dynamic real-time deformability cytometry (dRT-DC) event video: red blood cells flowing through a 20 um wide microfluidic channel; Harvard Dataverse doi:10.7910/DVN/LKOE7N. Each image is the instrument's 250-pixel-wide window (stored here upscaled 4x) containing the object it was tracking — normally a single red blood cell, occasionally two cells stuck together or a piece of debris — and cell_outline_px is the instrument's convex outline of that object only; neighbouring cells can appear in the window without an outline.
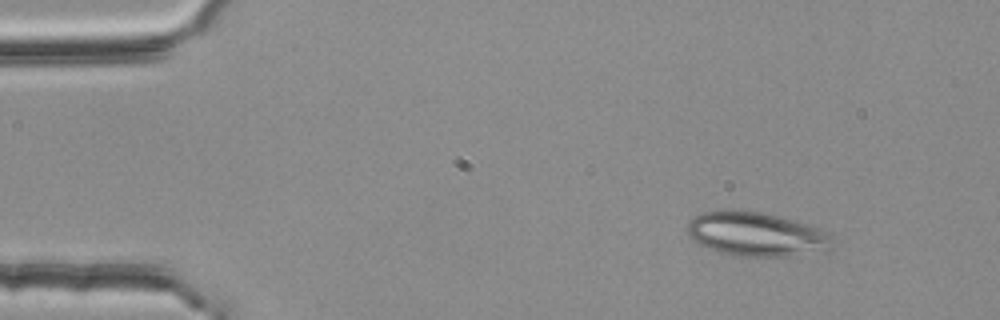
{"species": "common noctule bat (a hibernating species)", "species_latin": "Nyctalus noctula", "temperature_condition": "room temperature", "stored_images_in_passage": 5, "camera_frame_rate_fps": 3000, "um_per_image_px": 0.085, "animal": {"sex": "female", "body_mass_g": 25.1}, "frame": {"image": 1, "passage_image": 1, "time_ms": 0.0, "image_size_px": [1000, 320], "cell_outline_px": [[832, 248], [824, 252], [788, 256], [732, 256], [708, 248], [700, 244], [688, 232], [688, 220], [704, 212], [764, 212], [804, 224], [816, 228], [824, 232]], "centroid_in_image_um": [64.27, 19.95], "position_along_channel_um": 20.7, "area_um2": 36.01}}
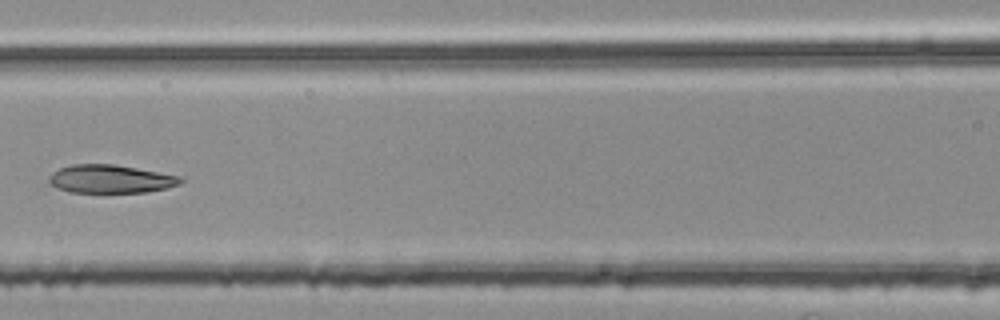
{"frame": {"image": 2, "passage_image": 5, "time_ms": 1.333, "image_size_px": [1000, 320], "cell_outline_px": [[184, 180], [180, 184], [168, 188], [148, 192], [68, 192], [56, 188], [48, 184], [48, 176], [52, 172], [60, 168], [72, 164], [116, 164], [184, 176]], "centroid_in_image_um": [9.42, 15.21], "position_along_channel_um": 157.2, "area_um2": 22.14}}